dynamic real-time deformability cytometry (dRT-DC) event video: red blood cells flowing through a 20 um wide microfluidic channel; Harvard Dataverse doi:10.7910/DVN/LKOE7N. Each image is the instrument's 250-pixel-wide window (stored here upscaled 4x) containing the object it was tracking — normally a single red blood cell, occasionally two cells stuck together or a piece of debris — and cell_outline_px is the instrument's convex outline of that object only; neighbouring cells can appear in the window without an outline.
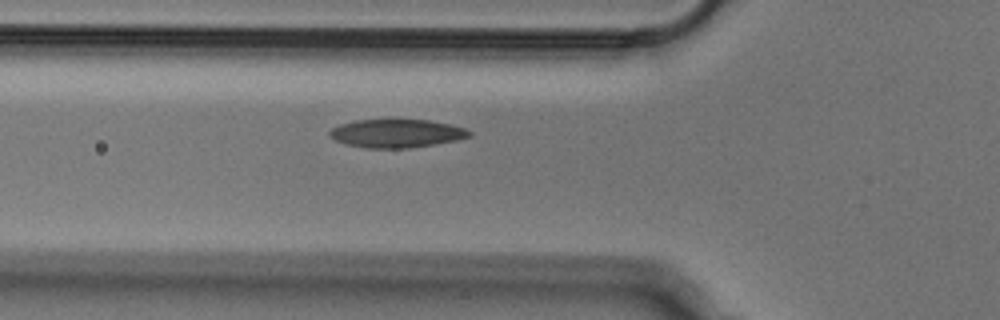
{"species": "Egyptian fruit bat (a non-hibernating species)", "species_latin": "Rousettus aegyptiacus", "temperature_condition": "cold", "stored_images_in_passage": 38, "camera_frame_rate_fps": 3000, "um_per_image_px": 0.085, "animal": {"sex": "male"}, "frame": {"image": 1, "passage_image": 9, "time_ms": 2.667, "image_size_px": [1000, 320], "cell_outline_px": [[472, 136], [456, 140], [436, 144], [408, 148], [364, 148], [348, 144], [336, 140], [328, 136], [328, 132], [332, 128], [340, 124], [356, 120], [428, 120], [452, 124], [464, 128], [472, 132]], "centroid_in_image_um": [33.72, 11.34], "position_along_channel_um": 92.1, "area_um2": 23.06}}
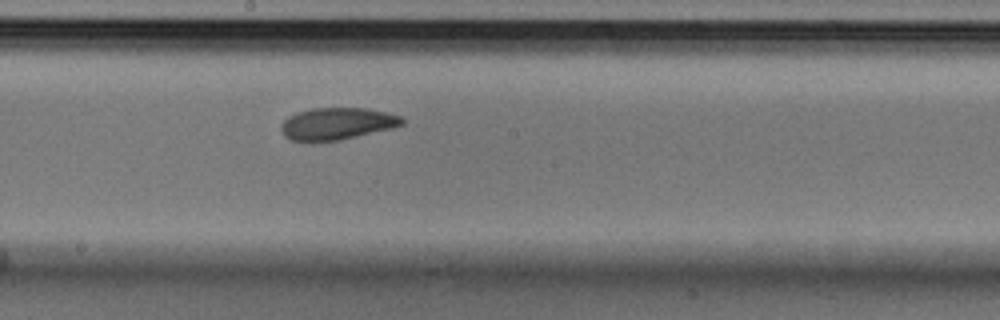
{"frame": {"image": 2, "passage_image": 19, "time_ms": 6.0, "image_size_px": [1000, 320], "cell_outline_px": [[404, 124], [392, 128], [340, 140], [292, 140], [284, 136], [280, 128], [280, 124], [288, 116], [296, 112], [312, 108], [364, 108], [388, 112], [400, 116], [404, 120]], "centroid_in_image_um": [28.65, 10.49], "position_along_channel_um": 219.6, "area_um2": 22.43}}
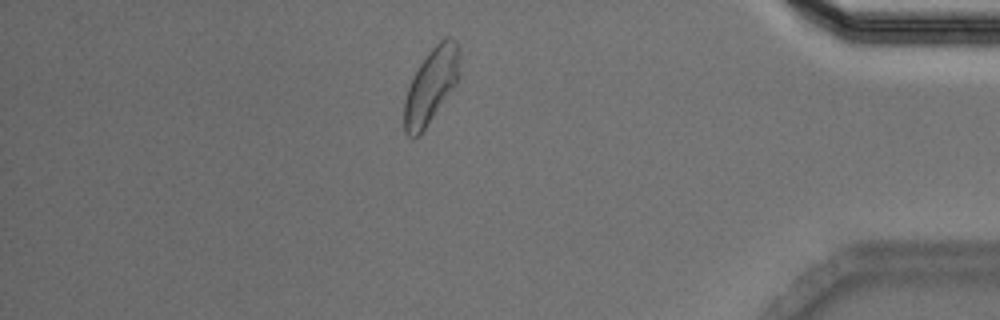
{"frame": {"image": 3, "passage_image": 36, "time_ms": 11.667, "image_size_px": [1000, 320], "cell_outline_px": [[460, 80], [420, 136], [408, 136], [404, 132], [404, 100], [408, 88], [420, 64], [428, 52], [440, 40], [448, 36], [456, 40], [460, 48]], "centroid_in_image_um": [36.69, 7.28], "position_along_channel_um": 398.5, "area_um2": 24.57}}